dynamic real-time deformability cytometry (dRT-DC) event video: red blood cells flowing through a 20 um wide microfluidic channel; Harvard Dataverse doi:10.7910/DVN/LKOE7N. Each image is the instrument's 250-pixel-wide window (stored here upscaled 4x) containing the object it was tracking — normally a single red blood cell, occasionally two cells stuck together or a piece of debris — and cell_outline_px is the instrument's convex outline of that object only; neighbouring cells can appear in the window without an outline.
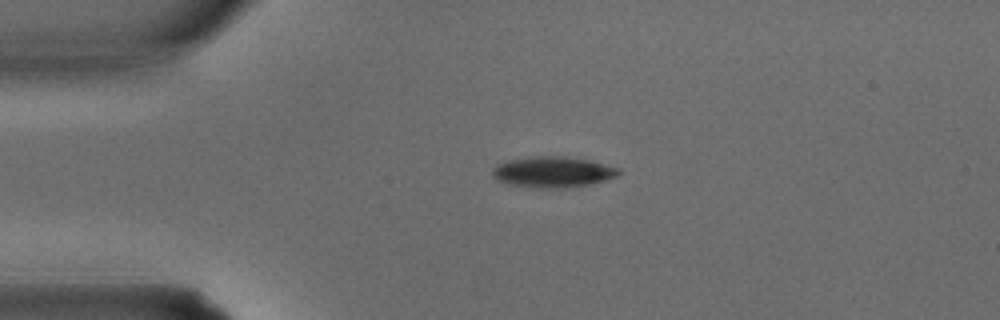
{"species": "common noctule bat (a hibernating species)", "species_latin": "Nyctalus noctula", "temperature_condition": "warm", "stored_images_in_passage": 33, "camera_frame_rate_fps": 3000, "um_per_image_px": 0.085, "animal": {"sex": "male", "body_mass_g": 15.6}, "frame": {"image": 1, "passage_image": 7, "time_ms": 2.0, "image_size_px": [1000, 320], "cell_outline_px": [[620, 172], [616, 176], [604, 180], [588, 184], [564, 188], [540, 188], [508, 184], [496, 180], [492, 176], [492, 168], [496, 164], [508, 160], [536, 156], [568, 156], [592, 160], [620, 168]], "centroid_in_image_um": [46.97, 14.61], "position_along_channel_um": 38.0, "area_um2": 22.83}}
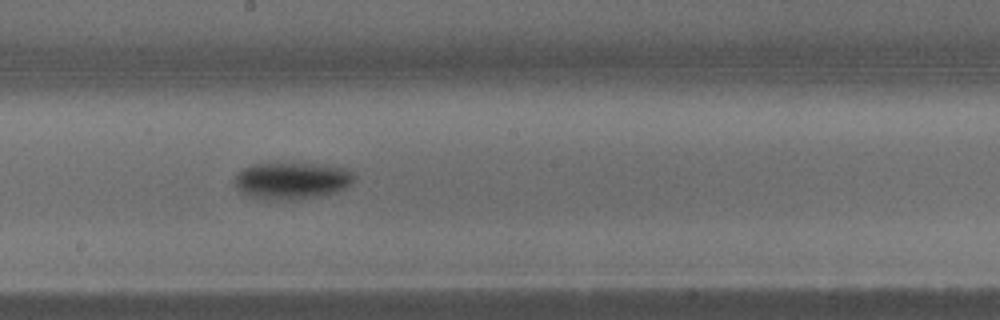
{"frame": {"image": 2, "passage_image": 18, "time_ms": 5.667, "image_size_px": [1000, 320], "cell_outline_px": [[356, 176], [344, 188], [336, 192], [320, 196], [292, 200], [288, 200], [244, 196], [232, 184], [232, 180], [244, 168], [252, 164], [316, 164], [348, 168]], "centroid_in_image_um": [24.77, 15.36], "position_along_channel_um": 223.4, "area_um2": 25.61}}
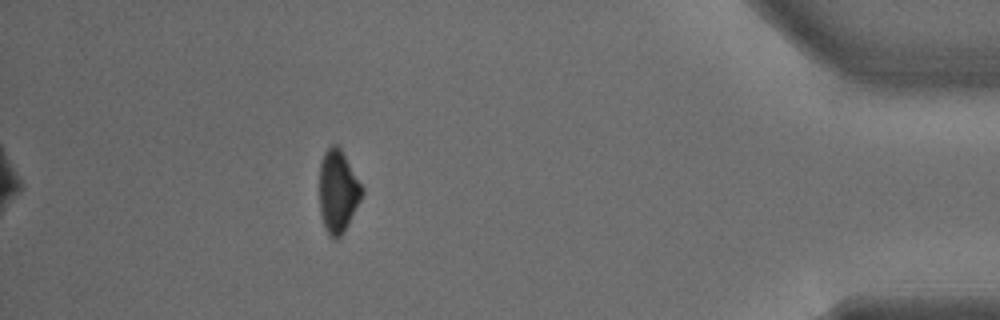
{"frame": {"image": 3, "passage_image": 30, "time_ms": 9.667, "image_size_px": [1000, 320], "cell_outline_px": [[364, 192], [344, 232], [336, 240], [332, 240], [328, 236], [320, 212], [320, 160], [324, 152], [332, 144], [336, 144], [340, 148], [364, 188]], "centroid_in_image_um": [28.72, 16.28], "position_along_channel_um": 406.5, "area_um2": 20.46}}